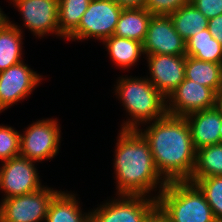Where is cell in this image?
<instances>
[{
  "label": "cell",
  "instance_id": "30bf717a",
  "mask_svg": "<svg viewBox=\"0 0 222 222\" xmlns=\"http://www.w3.org/2000/svg\"><path fill=\"white\" fill-rule=\"evenodd\" d=\"M142 45L144 55H186V41L175 30L170 16H152Z\"/></svg>",
  "mask_w": 222,
  "mask_h": 222
},
{
  "label": "cell",
  "instance_id": "f546056e",
  "mask_svg": "<svg viewBox=\"0 0 222 222\" xmlns=\"http://www.w3.org/2000/svg\"><path fill=\"white\" fill-rule=\"evenodd\" d=\"M143 222H171L168 216L157 205L144 219Z\"/></svg>",
  "mask_w": 222,
  "mask_h": 222
},
{
  "label": "cell",
  "instance_id": "9c48e42d",
  "mask_svg": "<svg viewBox=\"0 0 222 222\" xmlns=\"http://www.w3.org/2000/svg\"><path fill=\"white\" fill-rule=\"evenodd\" d=\"M1 163L0 189L5 193L4 199L29 194L44 187L34 161L17 156Z\"/></svg>",
  "mask_w": 222,
  "mask_h": 222
},
{
  "label": "cell",
  "instance_id": "6da1fadb",
  "mask_svg": "<svg viewBox=\"0 0 222 222\" xmlns=\"http://www.w3.org/2000/svg\"><path fill=\"white\" fill-rule=\"evenodd\" d=\"M146 129H138L148 141L154 164L166 182L189 181L196 164L191 130L185 117L166 114ZM151 124V125H150Z\"/></svg>",
  "mask_w": 222,
  "mask_h": 222
},
{
  "label": "cell",
  "instance_id": "ffe728a7",
  "mask_svg": "<svg viewBox=\"0 0 222 222\" xmlns=\"http://www.w3.org/2000/svg\"><path fill=\"white\" fill-rule=\"evenodd\" d=\"M185 78L209 87L218 93L222 91V64L186 56Z\"/></svg>",
  "mask_w": 222,
  "mask_h": 222
},
{
  "label": "cell",
  "instance_id": "83f0119b",
  "mask_svg": "<svg viewBox=\"0 0 222 222\" xmlns=\"http://www.w3.org/2000/svg\"><path fill=\"white\" fill-rule=\"evenodd\" d=\"M190 3L207 19L222 15V0H191Z\"/></svg>",
  "mask_w": 222,
  "mask_h": 222
},
{
  "label": "cell",
  "instance_id": "7a4b0ae2",
  "mask_svg": "<svg viewBox=\"0 0 222 222\" xmlns=\"http://www.w3.org/2000/svg\"><path fill=\"white\" fill-rule=\"evenodd\" d=\"M117 138L113 163L117 180L115 195L153 197L150 193L157 191L158 186V195H154L157 199L167 182L155 167L148 141L138 130L120 129Z\"/></svg>",
  "mask_w": 222,
  "mask_h": 222
},
{
  "label": "cell",
  "instance_id": "836d02e7",
  "mask_svg": "<svg viewBox=\"0 0 222 222\" xmlns=\"http://www.w3.org/2000/svg\"><path fill=\"white\" fill-rule=\"evenodd\" d=\"M219 132H220V135H221V143H222V124H221V127L219 128Z\"/></svg>",
  "mask_w": 222,
  "mask_h": 222
},
{
  "label": "cell",
  "instance_id": "52a82bcc",
  "mask_svg": "<svg viewBox=\"0 0 222 222\" xmlns=\"http://www.w3.org/2000/svg\"><path fill=\"white\" fill-rule=\"evenodd\" d=\"M58 192L44 186L29 194L2 199L0 222H44L49 204Z\"/></svg>",
  "mask_w": 222,
  "mask_h": 222
},
{
  "label": "cell",
  "instance_id": "9a60e30c",
  "mask_svg": "<svg viewBox=\"0 0 222 222\" xmlns=\"http://www.w3.org/2000/svg\"><path fill=\"white\" fill-rule=\"evenodd\" d=\"M185 118L189 124L196 151L203 147L221 143L219 128L222 124V116L214 107L193 112Z\"/></svg>",
  "mask_w": 222,
  "mask_h": 222
},
{
  "label": "cell",
  "instance_id": "5bb4252c",
  "mask_svg": "<svg viewBox=\"0 0 222 222\" xmlns=\"http://www.w3.org/2000/svg\"><path fill=\"white\" fill-rule=\"evenodd\" d=\"M148 57V58H147ZM150 77L147 79L166 98L185 79L186 55H146Z\"/></svg>",
  "mask_w": 222,
  "mask_h": 222
},
{
  "label": "cell",
  "instance_id": "e0dca14e",
  "mask_svg": "<svg viewBox=\"0 0 222 222\" xmlns=\"http://www.w3.org/2000/svg\"><path fill=\"white\" fill-rule=\"evenodd\" d=\"M152 16L145 8L123 9L114 35L143 43Z\"/></svg>",
  "mask_w": 222,
  "mask_h": 222
},
{
  "label": "cell",
  "instance_id": "3957f363",
  "mask_svg": "<svg viewBox=\"0 0 222 222\" xmlns=\"http://www.w3.org/2000/svg\"><path fill=\"white\" fill-rule=\"evenodd\" d=\"M116 83L115 94L131 118L122 123L121 130H138L167 114V98L146 77L122 76Z\"/></svg>",
  "mask_w": 222,
  "mask_h": 222
},
{
  "label": "cell",
  "instance_id": "8992f818",
  "mask_svg": "<svg viewBox=\"0 0 222 222\" xmlns=\"http://www.w3.org/2000/svg\"><path fill=\"white\" fill-rule=\"evenodd\" d=\"M60 126L55 119H42L20 134V156L34 162L52 159L59 152Z\"/></svg>",
  "mask_w": 222,
  "mask_h": 222
},
{
  "label": "cell",
  "instance_id": "5b68a950",
  "mask_svg": "<svg viewBox=\"0 0 222 222\" xmlns=\"http://www.w3.org/2000/svg\"><path fill=\"white\" fill-rule=\"evenodd\" d=\"M122 8L113 0H91L78 27L67 40H104L114 35Z\"/></svg>",
  "mask_w": 222,
  "mask_h": 222
},
{
  "label": "cell",
  "instance_id": "4fadbf2b",
  "mask_svg": "<svg viewBox=\"0 0 222 222\" xmlns=\"http://www.w3.org/2000/svg\"><path fill=\"white\" fill-rule=\"evenodd\" d=\"M42 76L23 61L0 72V113L28 97Z\"/></svg>",
  "mask_w": 222,
  "mask_h": 222
},
{
  "label": "cell",
  "instance_id": "44dd1931",
  "mask_svg": "<svg viewBox=\"0 0 222 222\" xmlns=\"http://www.w3.org/2000/svg\"><path fill=\"white\" fill-rule=\"evenodd\" d=\"M186 56L222 64V44L213 38L207 28L186 41Z\"/></svg>",
  "mask_w": 222,
  "mask_h": 222
},
{
  "label": "cell",
  "instance_id": "4dcf8cb0",
  "mask_svg": "<svg viewBox=\"0 0 222 222\" xmlns=\"http://www.w3.org/2000/svg\"><path fill=\"white\" fill-rule=\"evenodd\" d=\"M122 9L145 8L147 0H113Z\"/></svg>",
  "mask_w": 222,
  "mask_h": 222
},
{
  "label": "cell",
  "instance_id": "cb8c5ba5",
  "mask_svg": "<svg viewBox=\"0 0 222 222\" xmlns=\"http://www.w3.org/2000/svg\"><path fill=\"white\" fill-rule=\"evenodd\" d=\"M91 0H58V26L65 39L78 27Z\"/></svg>",
  "mask_w": 222,
  "mask_h": 222
},
{
  "label": "cell",
  "instance_id": "f1b7e54d",
  "mask_svg": "<svg viewBox=\"0 0 222 222\" xmlns=\"http://www.w3.org/2000/svg\"><path fill=\"white\" fill-rule=\"evenodd\" d=\"M208 29L213 38L222 44V15L210 18L208 21Z\"/></svg>",
  "mask_w": 222,
  "mask_h": 222
},
{
  "label": "cell",
  "instance_id": "d6986e66",
  "mask_svg": "<svg viewBox=\"0 0 222 222\" xmlns=\"http://www.w3.org/2000/svg\"><path fill=\"white\" fill-rule=\"evenodd\" d=\"M101 42H103L107 48L112 61L119 66V68L128 69L136 65L141 55H144L143 45L137 40H130L113 35Z\"/></svg>",
  "mask_w": 222,
  "mask_h": 222
},
{
  "label": "cell",
  "instance_id": "d4e9b609",
  "mask_svg": "<svg viewBox=\"0 0 222 222\" xmlns=\"http://www.w3.org/2000/svg\"><path fill=\"white\" fill-rule=\"evenodd\" d=\"M205 195L217 222H222V176L199 178L194 182Z\"/></svg>",
  "mask_w": 222,
  "mask_h": 222
},
{
  "label": "cell",
  "instance_id": "4316f807",
  "mask_svg": "<svg viewBox=\"0 0 222 222\" xmlns=\"http://www.w3.org/2000/svg\"><path fill=\"white\" fill-rule=\"evenodd\" d=\"M191 0H147L145 9L152 15H165L177 11L180 7L189 4Z\"/></svg>",
  "mask_w": 222,
  "mask_h": 222
},
{
  "label": "cell",
  "instance_id": "1f68e13d",
  "mask_svg": "<svg viewBox=\"0 0 222 222\" xmlns=\"http://www.w3.org/2000/svg\"><path fill=\"white\" fill-rule=\"evenodd\" d=\"M214 108L220 113L222 116V91L218 92L215 97V105Z\"/></svg>",
  "mask_w": 222,
  "mask_h": 222
},
{
  "label": "cell",
  "instance_id": "277c9868",
  "mask_svg": "<svg viewBox=\"0 0 222 222\" xmlns=\"http://www.w3.org/2000/svg\"><path fill=\"white\" fill-rule=\"evenodd\" d=\"M157 205L171 222H217L205 195L190 181L167 182Z\"/></svg>",
  "mask_w": 222,
  "mask_h": 222
},
{
  "label": "cell",
  "instance_id": "d6a6232c",
  "mask_svg": "<svg viewBox=\"0 0 222 222\" xmlns=\"http://www.w3.org/2000/svg\"><path fill=\"white\" fill-rule=\"evenodd\" d=\"M9 21H10L9 17L6 14H4L2 9L0 8V28L5 26Z\"/></svg>",
  "mask_w": 222,
  "mask_h": 222
},
{
  "label": "cell",
  "instance_id": "2e32d148",
  "mask_svg": "<svg viewBox=\"0 0 222 222\" xmlns=\"http://www.w3.org/2000/svg\"><path fill=\"white\" fill-rule=\"evenodd\" d=\"M74 193L59 191L51 200L45 222H91V211L83 213Z\"/></svg>",
  "mask_w": 222,
  "mask_h": 222
},
{
  "label": "cell",
  "instance_id": "7c38bea8",
  "mask_svg": "<svg viewBox=\"0 0 222 222\" xmlns=\"http://www.w3.org/2000/svg\"><path fill=\"white\" fill-rule=\"evenodd\" d=\"M13 2V3H12ZM22 15L24 26L39 38L55 34L65 38L58 26V0H10Z\"/></svg>",
  "mask_w": 222,
  "mask_h": 222
},
{
  "label": "cell",
  "instance_id": "603a6c76",
  "mask_svg": "<svg viewBox=\"0 0 222 222\" xmlns=\"http://www.w3.org/2000/svg\"><path fill=\"white\" fill-rule=\"evenodd\" d=\"M222 176V143L197 150L196 164L190 182L199 178Z\"/></svg>",
  "mask_w": 222,
  "mask_h": 222
},
{
  "label": "cell",
  "instance_id": "ac0fdd59",
  "mask_svg": "<svg viewBox=\"0 0 222 222\" xmlns=\"http://www.w3.org/2000/svg\"><path fill=\"white\" fill-rule=\"evenodd\" d=\"M22 32L12 21L0 28V72L23 61Z\"/></svg>",
  "mask_w": 222,
  "mask_h": 222
},
{
  "label": "cell",
  "instance_id": "8fae6325",
  "mask_svg": "<svg viewBox=\"0 0 222 222\" xmlns=\"http://www.w3.org/2000/svg\"><path fill=\"white\" fill-rule=\"evenodd\" d=\"M216 94L213 89L185 78L167 96V114L185 117L193 112L213 108Z\"/></svg>",
  "mask_w": 222,
  "mask_h": 222
},
{
  "label": "cell",
  "instance_id": "7402d4cb",
  "mask_svg": "<svg viewBox=\"0 0 222 222\" xmlns=\"http://www.w3.org/2000/svg\"><path fill=\"white\" fill-rule=\"evenodd\" d=\"M169 16L172 19L175 30L185 41L208 28L209 19L191 3L180 7Z\"/></svg>",
  "mask_w": 222,
  "mask_h": 222
},
{
  "label": "cell",
  "instance_id": "ba28073f",
  "mask_svg": "<svg viewBox=\"0 0 222 222\" xmlns=\"http://www.w3.org/2000/svg\"><path fill=\"white\" fill-rule=\"evenodd\" d=\"M156 206V197L118 195L91 210V222H143Z\"/></svg>",
  "mask_w": 222,
  "mask_h": 222
},
{
  "label": "cell",
  "instance_id": "484cf974",
  "mask_svg": "<svg viewBox=\"0 0 222 222\" xmlns=\"http://www.w3.org/2000/svg\"><path fill=\"white\" fill-rule=\"evenodd\" d=\"M20 156V133L10 126L0 125V160Z\"/></svg>",
  "mask_w": 222,
  "mask_h": 222
}]
</instances>
